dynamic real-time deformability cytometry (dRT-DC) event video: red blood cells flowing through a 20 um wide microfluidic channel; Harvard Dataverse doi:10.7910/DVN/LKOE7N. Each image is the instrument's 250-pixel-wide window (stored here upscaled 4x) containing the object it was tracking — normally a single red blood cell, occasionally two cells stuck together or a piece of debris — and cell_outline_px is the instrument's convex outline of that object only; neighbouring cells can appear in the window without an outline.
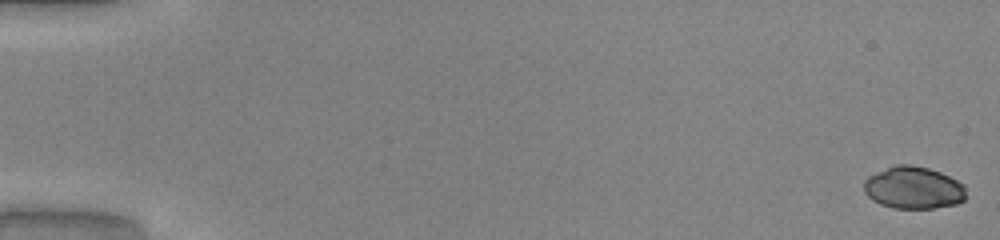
{"species": "common noctule bat (a hibernating species)", "species_latin": "Nyctalus noctula", "temperature_condition": "warm", "stored_images_in_passage": 52, "camera_frame_rate_fps": 3000, "um_per_image_px": 0.085, "animal": {"sex": "male", "body_mass_g": 20.0, "forearm_length_mm": 53.3}, "frame": {"image": 1, "passage_image": 1, "time_ms": 0.0, "image_size_px": [1000, 240], "cell_outline_px": [[964, 200], [956, 204], [932, 208], [892, 208], [880, 204], [872, 200], [864, 192], [864, 180], [868, 176], [876, 172], [896, 164], [912, 164], [928, 168], [940, 172], [964, 184]], "centroid_in_image_um": [77.61, 15.95], "position_along_channel_um": 7.4, "area_um2": 25.14}}
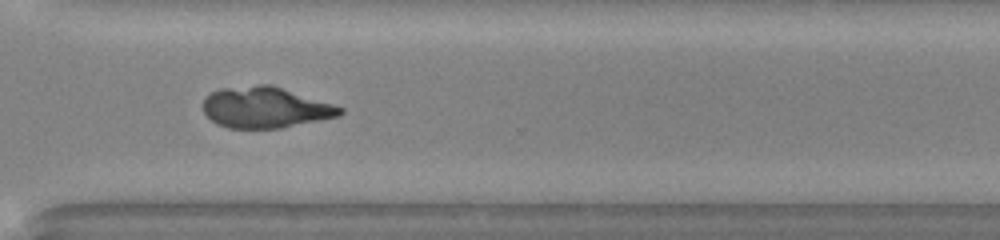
{"frame": {"image": 2, "passage_image": 39, "time_ms": 12.667, "image_size_px": [1000, 240], "cell_outline_px": [[344, 112], [340, 116], [284, 128], [228, 128], [216, 124], [204, 112], [204, 96], [220, 88], [260, 84], [268, 84], [332, 104], [344, 108]], "centroid_in_image_um": [22.54, 9.15], "position_along_channel_um": 348.1, "area_um2": 32.6}}
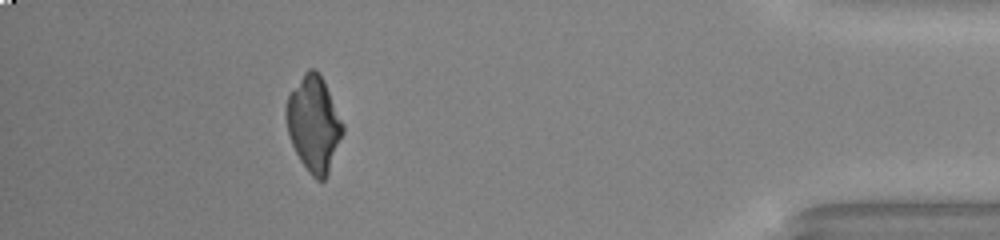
{"frame": {"image": 3, "passage_image": 47, "time_ms": 15.333, "image_size_px": [1000, 240], "cell_outline_px": [[344, 132], [328, 172], [324, 180], [316, 180], [308, 172], [300, 160], [292, 144], [288, 132], [284, 116], [284, 108], [288, 96], [304, 72], [308, 68], [316, 68], [320, 72], [344, 124]], "centroid_in_image_um": [26.66, 10.5], "position_along_channel_um": 408.5, "area_um2": 31.56}}